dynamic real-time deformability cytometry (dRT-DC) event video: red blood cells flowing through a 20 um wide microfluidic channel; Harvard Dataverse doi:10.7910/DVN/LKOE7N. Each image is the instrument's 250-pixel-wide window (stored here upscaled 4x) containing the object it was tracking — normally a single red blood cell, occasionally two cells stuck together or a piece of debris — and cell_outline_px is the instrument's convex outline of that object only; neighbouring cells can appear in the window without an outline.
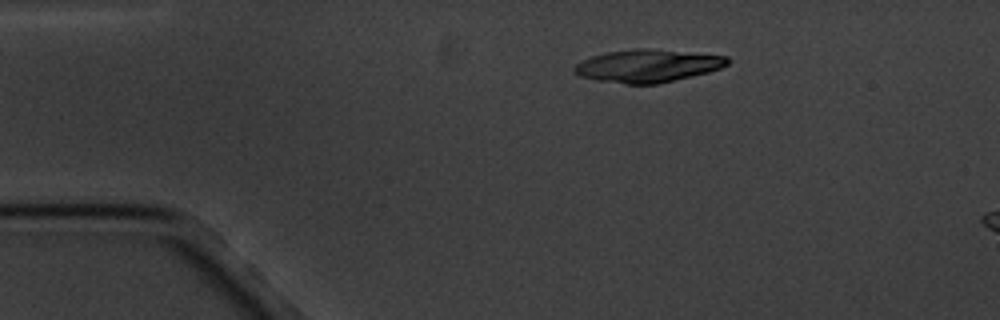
{"species": "common noctule bat (a hibernating species)", "species_latin": "Nyctalus noctula", "temperature_condition": "cold", "stored_images_in_passage": 3, "segment_of_instrument_passage": [1, 2], "camera_frame_rate_fps": 3000, "um_per_image_px": 0.085, "animal": {"sex": "male", "body_mass_g": 20.1, "forearm_length_mm": 53.5}, "frame": {"image": 1, "passage_image": 1, "time_ms": 0.0, "image_size_px": [1000, 320], "cell_outline_px": [[728, 64], [720, 68], [708, 72], [656, 84], [624, 84], [596, 80], [580, 76], [572, 68], [580, 60], [604, 52], [636, 48], [648, 48], [728, 56]], "centroid_in_image_um": [55.01, 5.59], "position_along_channel_um": 30.0, "area_um2": 29.19}}